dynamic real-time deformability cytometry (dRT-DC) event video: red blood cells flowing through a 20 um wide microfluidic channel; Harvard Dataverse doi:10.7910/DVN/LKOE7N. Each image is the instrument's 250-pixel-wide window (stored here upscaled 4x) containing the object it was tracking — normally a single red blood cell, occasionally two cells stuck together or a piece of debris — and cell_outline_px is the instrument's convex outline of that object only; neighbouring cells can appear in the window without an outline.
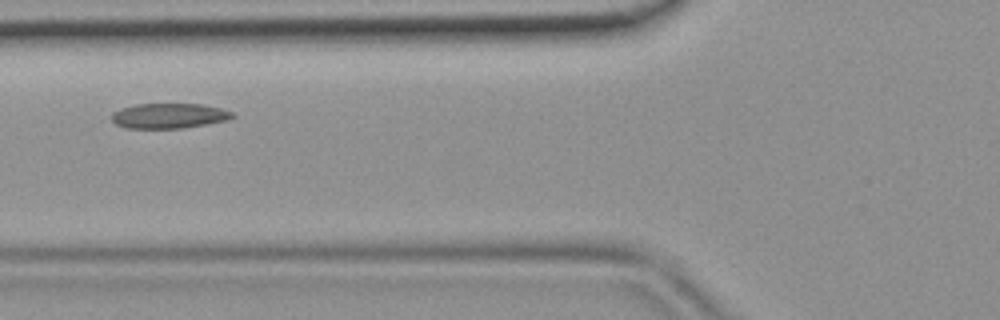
{"species": "common noctule bat (a hibernating species)", "species_latin": "Nyctalus noctula", "temperature_condition": "room temperature", "stored_images_in_passage": 37, "camera_frame_rate_fps": 3000, "um_per_image_px": 0.085, "animal": {"sex": "female", "body_mass_g": 19.9}, "frame": {"image": 1, "passage_image": 10, "time_ms": 3.0, "image_size_px": [1000, 320], "cell_outline_px": [[236, 116], [228, 120], [184, 128], [124, 128], [116, 124], [112, 120], [112, 112], [120, 108], [136, 104], [204, 104], [220, 108], [232, 112]], "centroid_in_image_um": [14.36, 9.84], "position_along_channel_um": 111.4, "area_um2": 17.74}}
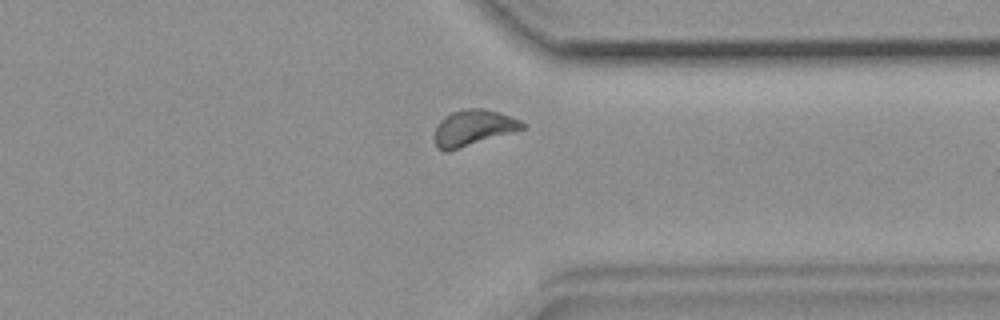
{"frame": {"image": 2, "passage_image": 28, "time_ms": 9.0, "image_size_px": [1000, 320], "cell_outline_px": [[524, 128], [448, 152], [444, 152], [436, 148], [436, 128], [440, 120], [444, 116], [452, 112], [464, 108], [484, 108], [500, 112], [512, 116], [520, 120], [524, 124]], "centroid_in_image_um": [40.21, 10.85], "position_along_channel_um": 371.2, "area_um2": 18.26}}
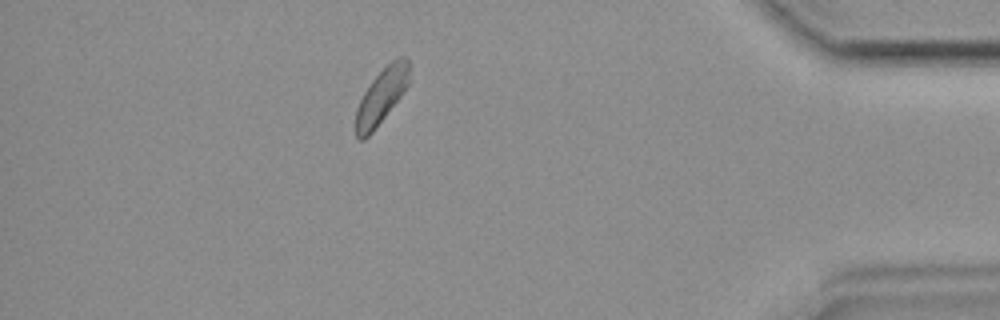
{"frame": {"image": 3, "passage_image": 33, "time_ms": 10.667, "image_size_px": [1000, 320], "cell_outline_px": [[408, 84], [404, 92], [372, 132], [364, 140], [360, 140], [356, 136], [356, 108], [364, 92], [372, 80], [396, 56], [404, 56], [408, 60]], "centroid_in_image_um": [32.41, 8.17], "position_along_channel_um": 402.8, "area_um2": 16.88}}